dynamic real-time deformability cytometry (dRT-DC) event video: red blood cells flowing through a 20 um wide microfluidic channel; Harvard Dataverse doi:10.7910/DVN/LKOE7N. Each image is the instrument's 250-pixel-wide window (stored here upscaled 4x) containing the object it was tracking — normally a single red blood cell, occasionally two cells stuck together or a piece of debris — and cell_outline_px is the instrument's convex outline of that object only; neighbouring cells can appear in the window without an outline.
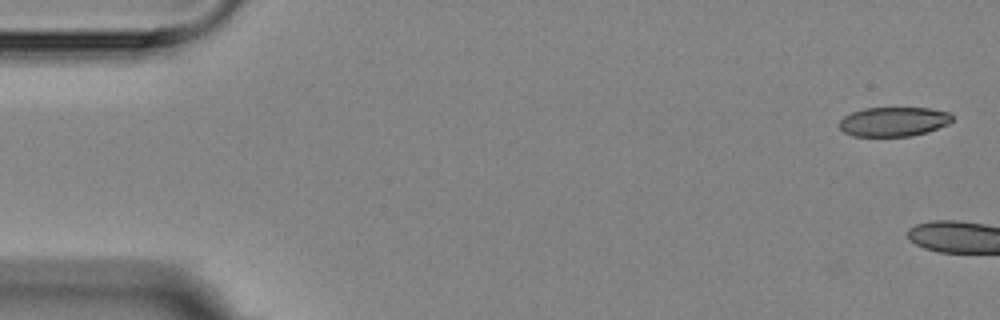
{"species": "Egyptian fruit bat (a non-hibernating species)", "species_latin": "Rousettus aegyptiacus", "temperature_condition": "room temperature", "stored_images_in_passage": 3, "camera_frame_rate_fps": 3000, "um_per_image_px": 0.085, "animal": {"sex": "female"}, "frame": {"image": 1, "passage_image": 1, "time_ms": 0.0, "image_size_px": [1000, 320], "cell_outline_px": [[952, 120], [948, 124], [912, 136], [852, 136], [844, 132], [836, 124], [844, 116], [852, 112], [864, 108], [932, 108], [952, 112]], "centroid_in_image_um": [75.94, 10.33], "position_along_channel_um": 9.1, "area_um2": 19.42}}